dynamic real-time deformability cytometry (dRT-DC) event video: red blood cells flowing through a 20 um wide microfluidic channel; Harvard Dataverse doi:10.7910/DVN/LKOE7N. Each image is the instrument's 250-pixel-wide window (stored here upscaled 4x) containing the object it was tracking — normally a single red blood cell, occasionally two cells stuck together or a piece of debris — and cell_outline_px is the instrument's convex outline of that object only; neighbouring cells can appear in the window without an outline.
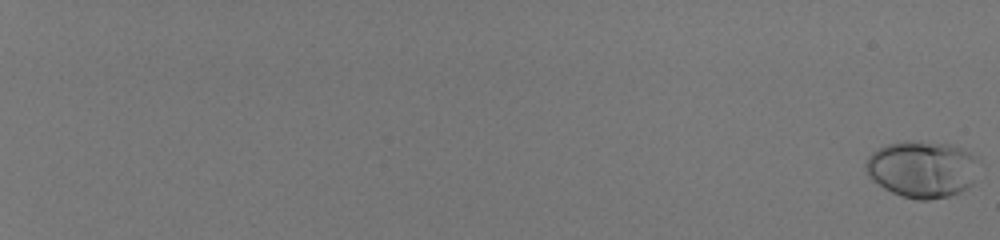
{"species": "human", "species_latin": "Homo sapiens", "temperature_condition": "room temperature", "stored_images_in_passage": 60, "camera_frame_rate_fps": 3000, "um_per_image_px": 0.085, "donor": {"sex": "male"}, "frame": {"image": 1, "passage_image": 1, "time_ms": 0.0, "image_size_px": [1000, 240], "cell_outline_px": [[980, 160], [972, 184], [960, 192], [948, 196], [928, 200], [920, 200], [904, 196], [892, 192], [884, 188], [872, 180], [868, 176], [864, 168], [864, 164], [868, 156], [872, 152], [888, 144], [908, 140], [912, 140], [948, 144], [960, 148], [980, 156]], "centroid_in_image_um": [78.39, 14.36], "position_along_channel_um": 6.6, "area_um2": 37.69}}
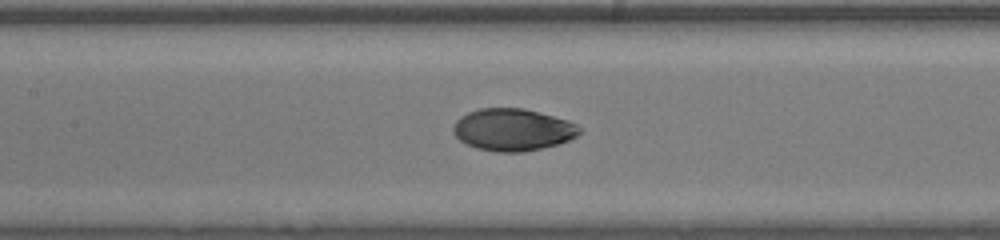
{"frame": {"image": 2, "passage_image": 36, "time_ms": 11.667, "image_size_px": [1000, 240], "cell_outline_px": [[580, 132], [576, 136], [568, 140], [556, 144], [524, 152], [496, 152], [476, 148], [460, 140], [452, 132], [452, 128], [456, 120], [460, 116], [468, 112], [480, 108], [524, 108], [568, 120], [576, 124], [580, 128]], "centroid_in_image_um": [43.55, 11.02], "position_along_channel_um": 163.8, "area_um2": 30.92}}
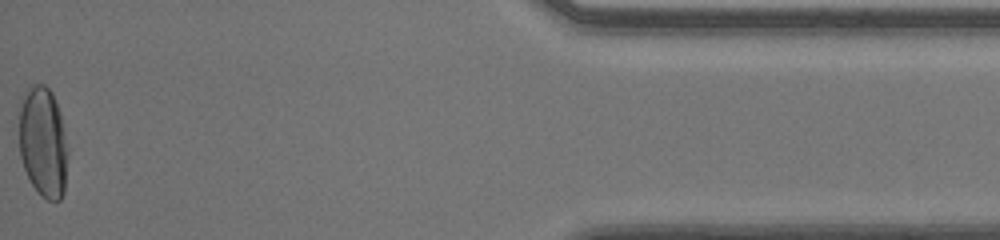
{"frame": {"image": 3, "passage_image": 60, "time_ms": 19.667, "image_size_px": [1000, 240], "cell_outline_px": [[68, 156], [64, 192], [60, 200], [48, 200], [32, 184], [24, 168], [20, 156], [20, 96], [32, 84], [44, 84], [52, 92], [60, 112], [68, 148]], "centroid_in_image_um": [3.67, 12.04], "position_along_channel_um": 431.5, "area_um2": 31.5}, "authors_computed_cell_mechanics": {"area_um2": 31.4143, "velocity_mm_per_s": 4.037, "shape_relaxation_time_tau1_ms": 6.0086, "shape_relaxation_time_tau2_ms": null, "deformation_change_tau1": 0.2186, "deformation_change_tau2": null}}